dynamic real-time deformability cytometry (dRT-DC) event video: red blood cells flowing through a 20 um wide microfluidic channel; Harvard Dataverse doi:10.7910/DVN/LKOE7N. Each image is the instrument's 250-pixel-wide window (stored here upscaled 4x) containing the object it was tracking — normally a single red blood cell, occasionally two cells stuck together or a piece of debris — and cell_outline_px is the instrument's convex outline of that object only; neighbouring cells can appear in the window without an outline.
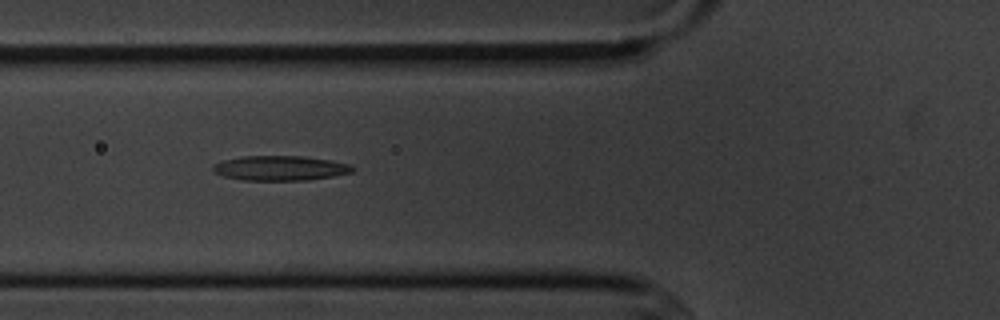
{"species": "common noctule bat (a hibernating species)", "species_latin": "Nyctalus noctula", "temperature_condition": "cold", "stored_images_in_passage": 6, "camera_frame_rate_fps": 3000, "um_per_image_px": 0.085, "animal": {"sex": "male", "body_mass_g": 20.1, "forearm_length_mm": 53.5}, "frame": {"image": 1, "passage_image": 6, "time_ms": 5.667, "image_size_px": [1000, 320], "cell_outline_px": [[356, 168], [352, 172], [332, 176], [308, 180], [244, 180], [224, 176], [216, 172], [212, 168], [212, 164], [220, 160], [240, 156], [304, 156], [332, 160], [352, 164]], "centroid_in_image_um": [23.83, 14.27], "position_along_channel_um": 102.0, "area_um2": 20.35}}